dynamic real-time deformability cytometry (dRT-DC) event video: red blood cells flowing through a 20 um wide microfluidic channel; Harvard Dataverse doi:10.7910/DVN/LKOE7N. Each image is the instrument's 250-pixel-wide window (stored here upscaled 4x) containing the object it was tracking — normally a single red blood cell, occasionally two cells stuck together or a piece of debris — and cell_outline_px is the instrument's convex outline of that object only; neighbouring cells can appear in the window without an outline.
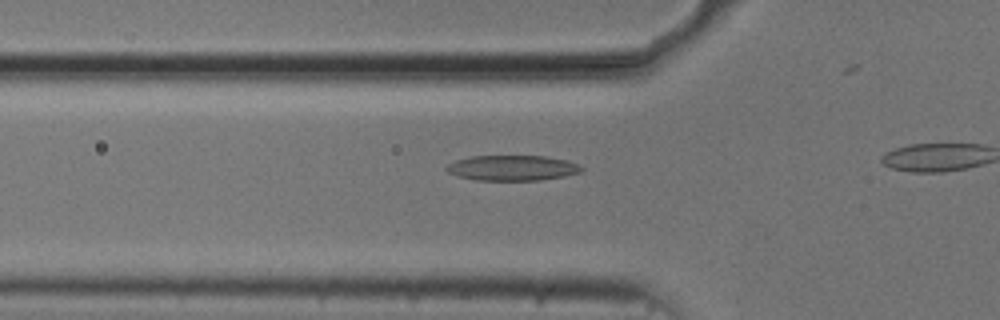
{"species": "common noctule bat (a hibernating species)", "species_latin": "Nyctalus noctula", "temperature_condition": "cold", "stored_images_in_passage": 18, "camera_frame_rate_fps": 3000, "um_per_image_px": 0.085, "animal": {"sex": "male", "body_mass_g": 20.5, "forearm_length_mm": 52.5}, "frame": {"image": 1, "passage_image": 13, "time_ms": 4.0, "image_size_px": [1000, 320], "cell_outline_px": [[584, 168], [580, 172], [564, 176], [540, 180], [476, 180], [456, 176], [448, 172], [444, 168], [448, 164], [456, 160], [472, 156], [544, 156], [568, 160], [580, 164]], "centroid_in_image_um": [43.55, 14.27], "position_along_channel_um": 82.2, "area_um2": 20.0}}
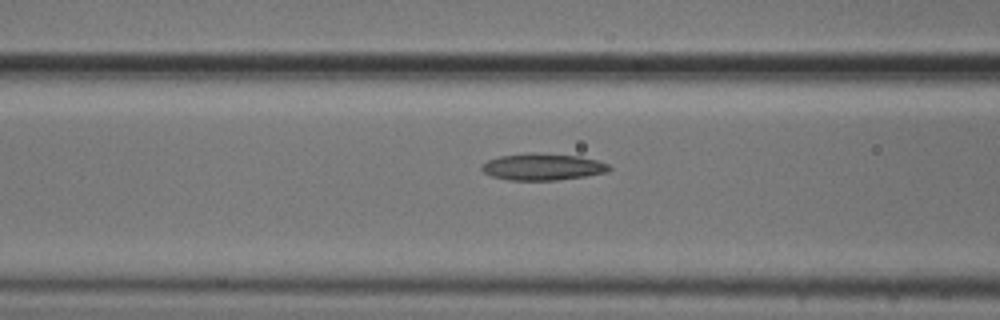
{"frame": {"image": 2, "passage_image": 16, "time_ms": 5.0, "image_size_px": [1000, 320], "cell_outline_px": [[612, 168], [608, 172], [584, 176], [556, 180], [508, 180], [492, 176], [484, 172], [480, 168], [480, 164], [488, 160], [500, 156], [528, 152], [536, 152], [580, 156], [596, 160], [608, 164]], "centroid_in_image_um": [46.1, 14.17], "position_along_channel_um": 120.5, "area_um2": 20.0}}